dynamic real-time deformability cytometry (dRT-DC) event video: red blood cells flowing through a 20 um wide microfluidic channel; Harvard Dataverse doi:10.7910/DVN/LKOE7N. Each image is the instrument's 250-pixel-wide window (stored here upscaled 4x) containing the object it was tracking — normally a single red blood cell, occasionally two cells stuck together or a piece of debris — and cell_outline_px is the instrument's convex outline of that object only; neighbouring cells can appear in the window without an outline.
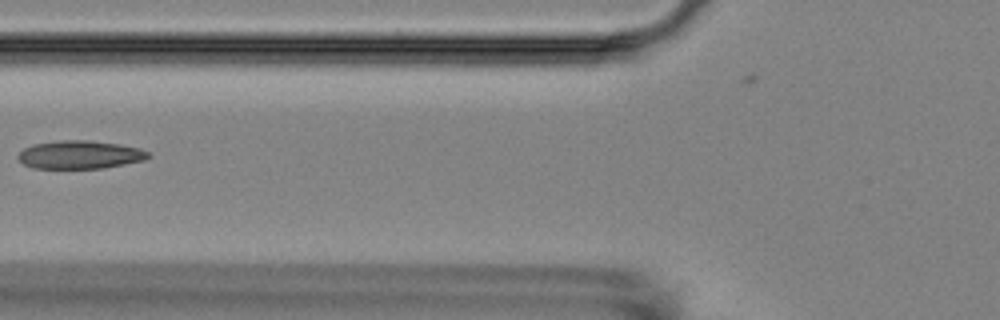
{"species": "Egyptian fruit bat (a non-hibernating species)", "species_latin": "Rousettus aegyptiacus", "temperature_condition": "room temperature", "stored_images_in_passage": 5, "camera_frame_rate_fps": 3000, "um_per_image_px": 0.085, "animal": {"sex": "female"}, "frame": {"image": 1, "passage_image": 3, "time_ms": 2.333, "image_size_px": [1000, 320], "cell_outline_px": [[152, 156], [144, 160], [104, 168], [32, 168], [24, 164], [16, 156], [24, 148], [32, 144], [60, 140], [88, 140], [120, 144], [140, 148], [148, 152]], "centroid_in_image_um": [6.79, 13.14], "position_along_channel_um": 119.0, "area_um2": 21.44}}